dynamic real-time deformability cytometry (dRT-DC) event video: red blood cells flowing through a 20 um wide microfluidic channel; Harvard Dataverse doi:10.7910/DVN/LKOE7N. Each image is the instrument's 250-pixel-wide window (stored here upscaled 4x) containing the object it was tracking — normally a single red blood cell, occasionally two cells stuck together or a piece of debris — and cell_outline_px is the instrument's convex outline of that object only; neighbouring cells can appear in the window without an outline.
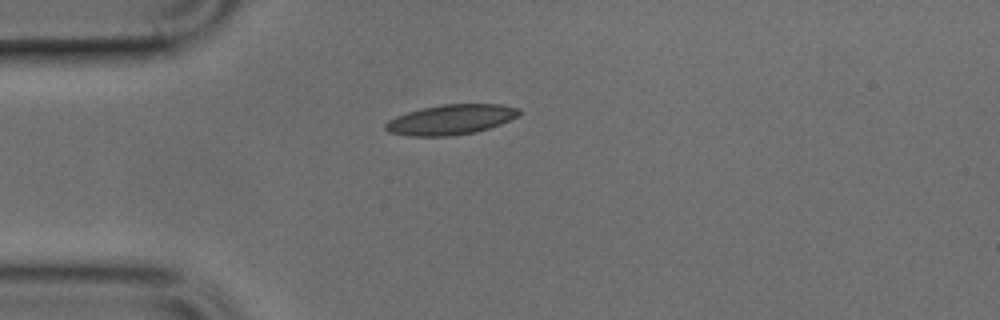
{"species": "common noctule bat (a hibernating species)", "species_latin": "Nyctalus noctula", "temperature_condition": "cold", "stored_images_in_passage": 35, "camera_frame_rate_fps": 3000, "um_per_image_px": 0.085, "animal": {"sex": "male", "body_mass_g": 17.9, "forearm_length_mm": 54.2}, "frame": {"image": 1, "passage_image": 1, "time_ms": 0.0, "image_size_px": [1000, 320], "cell_outline_px": [[520, 112], [516, 116], [500, 124], [476, 132], [448, 136], [408, 136], [388, 132], [384, 128], [384, 124], [388, 120], [396, 116], [408, 112], [424, 108], [444, 104], [500, 104], [520, 108]], "centroid_in_image_um": [38.29, 10.17], "position_along_channel_um": 46.7, "area_um2": 23.24}}
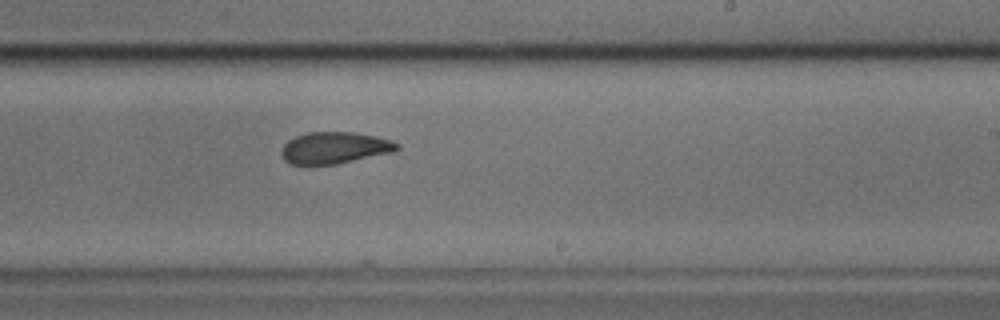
{"frame": {"image": 2, "passage_image": 18, "time_ms": 5.667, "image_size_px": [1000, 320], "cell_outline_px": [[400, 148], [396, 152], [336, 164], [292, 164], [284, 160], [280, 152], [284, 144], [288, 140], [296, 136], [308, 132], [356, 132], [376, 136], [392, 140], [400, 144]], "centroid_in_image_um": [28.49, 12.56], "position_along_channel_um": 260.5, "area_um2": 21.56}}
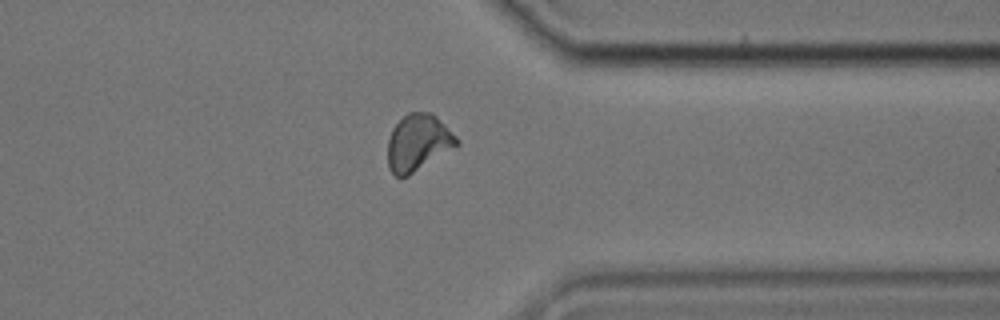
{"frame": {"image": 3, "passage_image": 27, "time_ms": 8.667, "image_size_px": [1000, 320], "cell_outline_px": [[460, 144], [408, 176], [396, 176], [388, 168], [388, 140], [392, 128], [408, 112], [432, 112], [460, 140]], "centroid_in_image_um": [35.54, 12.12], "position_along_channel_um": 375.9, "area_um2": 22.66}}